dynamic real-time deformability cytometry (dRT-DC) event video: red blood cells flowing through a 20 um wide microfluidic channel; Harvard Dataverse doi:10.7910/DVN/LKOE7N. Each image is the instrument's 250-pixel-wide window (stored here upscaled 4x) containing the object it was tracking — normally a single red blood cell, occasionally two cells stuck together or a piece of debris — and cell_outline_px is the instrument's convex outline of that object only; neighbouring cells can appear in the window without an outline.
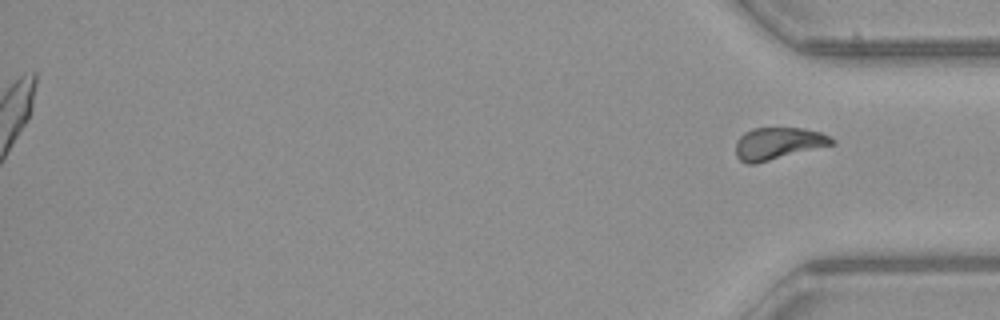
{"species": "common noctule bat (a hibernating species)", "species_latin": "Nyctalus noctula", "temperature_condition": "warm", "stored_images_in_passage": 54, "segment_of_instrument_passage": [2, 2], "camera_frame_rate_fps": 3000, "um_per_image_px": 0.085, "animal": {"sex": "female", "body_mass_g": 21.9}, "frame": {"image": 1, "passage_image": 54, "time_ms": 17.667, "image_size_px": [1000, 320], "cell_outline_px": [[836, 144], [756, 164], [748, 164], [740, 160], [736, 156], [736, 140], [744, 132], [752, 128], [804, 128], [820, 132], [836, 140]], "centroid_in_image_um": [66.15, 12.2], "position_along_channel_um": 369.1, "area_um2": 18.21}}